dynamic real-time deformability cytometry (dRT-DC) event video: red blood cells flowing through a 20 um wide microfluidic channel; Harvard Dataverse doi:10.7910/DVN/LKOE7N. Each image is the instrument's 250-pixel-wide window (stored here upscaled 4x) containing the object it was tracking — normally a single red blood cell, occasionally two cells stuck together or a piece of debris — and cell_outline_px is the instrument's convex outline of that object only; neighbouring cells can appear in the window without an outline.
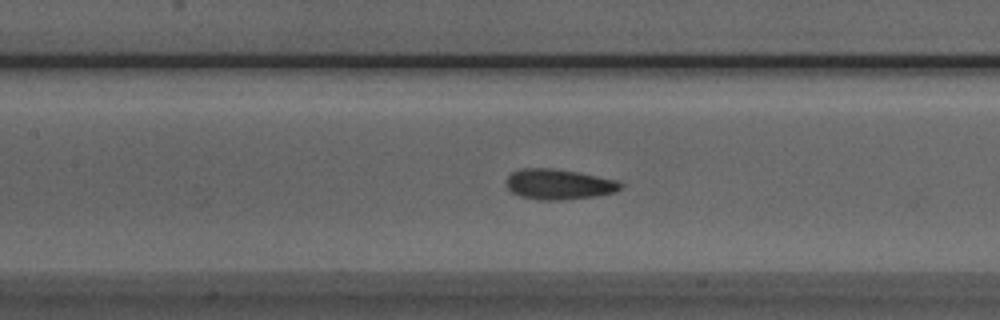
{"species": "Egyptian fruit bat (a non-hibernating species)", "species_latin": "Rousettus aegyptiacus", "temperature_condition": "room temperature", "stored_images_in_passage": 37, "camera_frame_rate_fps": 3000, "um_per_image_px": 0.085, "animal": {"sex": "male"}, "frame": {"image": 1, "passage_image": 8, "time_ms": 2.333, "image_size_px": [1000, 320], "cell_outline_px": [[624, 184], [616, 192], [596, 196], [560, 200], [540, 200], [520, 196], [512, 192], [508, 188], [508, 176], [512, 172], [520, 168], [552, 168], [576, 172], [616, 180]], "centroid_in_image_um": [47.5, 15.66], "position_along_channel_um": 159.9, "area_um2": 20.06}}
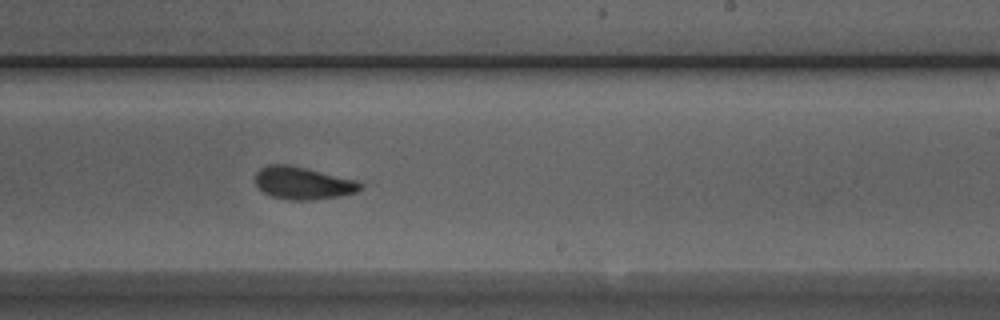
{"frame": {"image": 2, "passage_image": 16, "time_ms": 5.0, "image_size_px": [1000, 320], "cell_outline_px": [[364, 184], [356, 192], [340, 196], [312, 200], [288, 200], [272, 196], [264, 192], [256, 184], [256, 172], [260, 168], [268, 164], [288, 164], [356, 180]], "centroid_in_image_um": [25.74, 15.56], "position_along_channel_um": 263.3, "area_um2": 19.77}}
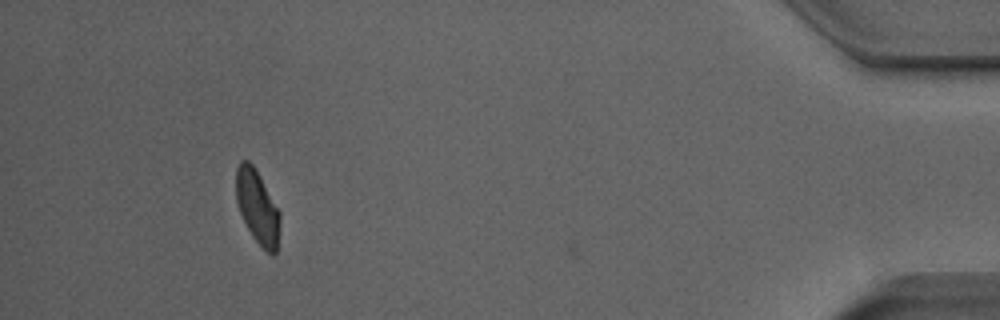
{"frame": {"image": 3, "passage_image": 33, "time_ms": 10.667, "image_size_px": [1000, 320], "cell_outline_px": [[280, 224], [276, 252], [272, 256], [252, 236], [240, 212], [236, 200], [236, 168], [240, 160], [248, 160], [252, 164], [280, 212]], "centroid_in_image_um": [21.87, 17.59], "position_along_channel_um": 413.3, "area_um2": 18.44}, "authors_computed_cell_mechanics": {"area_um2": 19.941, "velocity_mm_per_s": 3.8882, "shape_relaxation_time_tau1_ms": 2.596, "shape_relaxation_time_tau2_ms": 1.3144, "deformation_change_tau1": 0.0924, "deformation_change_tau2": 0.0548}}